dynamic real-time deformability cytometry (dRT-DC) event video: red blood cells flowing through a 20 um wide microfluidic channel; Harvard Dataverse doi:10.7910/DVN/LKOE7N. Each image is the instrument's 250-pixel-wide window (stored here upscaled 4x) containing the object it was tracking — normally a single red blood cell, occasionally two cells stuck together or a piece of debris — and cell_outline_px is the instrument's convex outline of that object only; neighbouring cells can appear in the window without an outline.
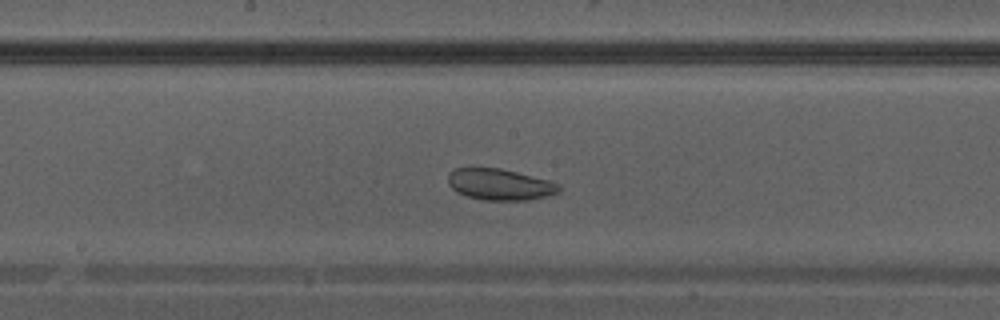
{"species": "Egyptian fruit bat (a non-hibernating species)", "species_latin": "Rousettus aegyptiacus", "temperature_condition": "warm", "stored_images_in_passage": 34, "camera_frame_rate_fps": 3000, "um_per_image_px": 0.085, "animal": {"sex": "male"}, "frame": {"image": 1, "passage_image": 15, "time_ms": 4.667, "image_size_px": [1000, 320], "cell_outline_px": [[560, 192], [548, 196], [528, 200], [484, 200], [468, 196], [456, 192], [448, 184], [448, 172], [456, 168], [500, 168], [548, 180], [560, 184]], "centroid_in_image_um": [42.48, 15.68], "position_along_channel_um": 205.7, "area_um2": 20.23}}
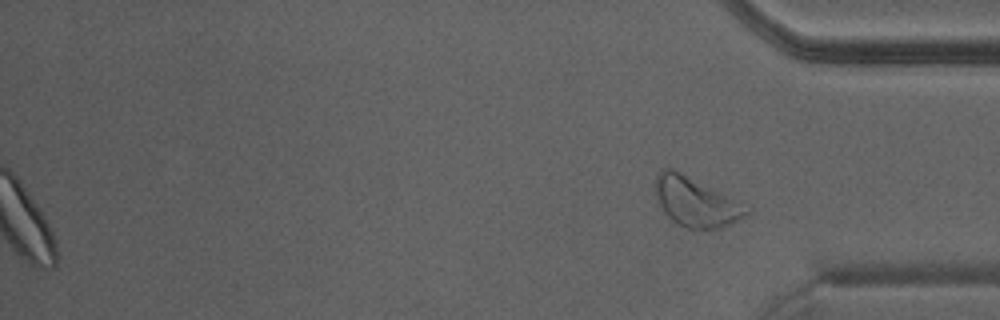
{"frame": {"image": 2, "passage_image": 34, "time_ms": 11.0, "image_size_px": [1000, 320], "cell_outline_px": [[752, 212], [748, 216], [732, 224], [720, 228], [688, 228], [672, 220], [664, 212], [656, 200], [656, 176], [664, 168], [672, 168], [752, 208]], "centroid_in_image_um": [59.19, 17.18], "position_along_channel_um": 376.0, "area_um2": 25.89}}